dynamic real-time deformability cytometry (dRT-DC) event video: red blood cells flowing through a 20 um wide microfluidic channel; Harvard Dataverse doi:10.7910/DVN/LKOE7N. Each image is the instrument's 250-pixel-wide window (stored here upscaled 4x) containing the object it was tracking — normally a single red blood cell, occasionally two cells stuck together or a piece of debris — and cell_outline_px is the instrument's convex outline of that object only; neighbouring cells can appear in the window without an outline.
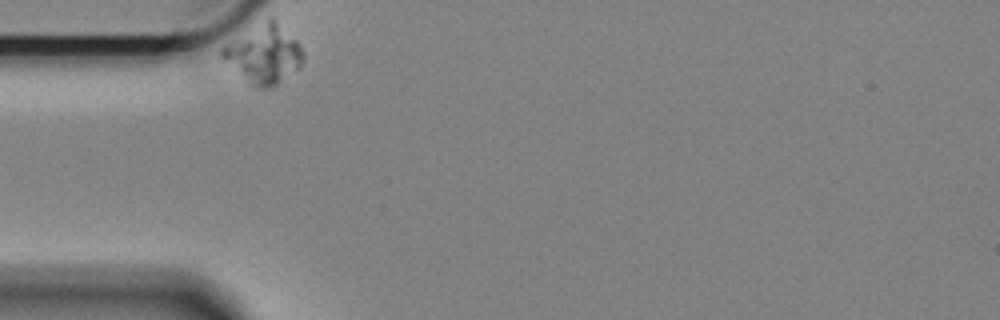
{"species": "Egyptian fruit bat (a non-hibernating species)", "species_latin": "Rousettus aegyptiacus", "temperature_condition": "cold", "stored_images_in_passage": 38, "camera_frame_rate_fps": 3000, "um_per_image_px": 0.085, "animal": {"sex": "female"}, "frame": {"image": 1, "passage_image": 1, "time_ms": 0.0, "image_size_px": [1000, 320], "cell_outline_px": [[304, 60], [300, 68], [272, 88], [256, 88], [248, 84], [220, 56], [220, 48], [224, 44], [272, 16], [300, 44], [304, 52]], "centroid_in_image_um": [22.44, 4.63], "position_along_channel_um": 62.6, "area_um2": 27.74}}
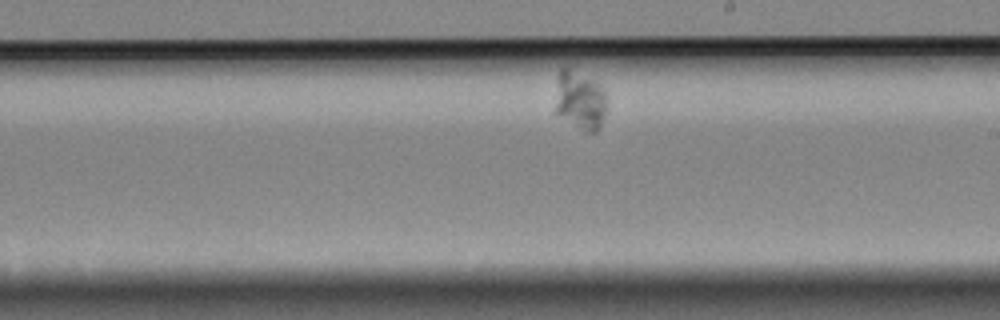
{"frame": {"image": 2, "passage_image": 22, "time_ms": 7.0, "image_size_px": [1000, 320], "cell_outline_px": [[608, 108], [600, 128], [596, 132], [584, 132], [552, 112], [556, 76], [560, 68], [568, 68], [596, 80], [604, 88], [608, 96]], "centroid_in_image_um": [49.28, 8.53], "position_along_channel_um": 239.7, "area_um2": 19.02}}
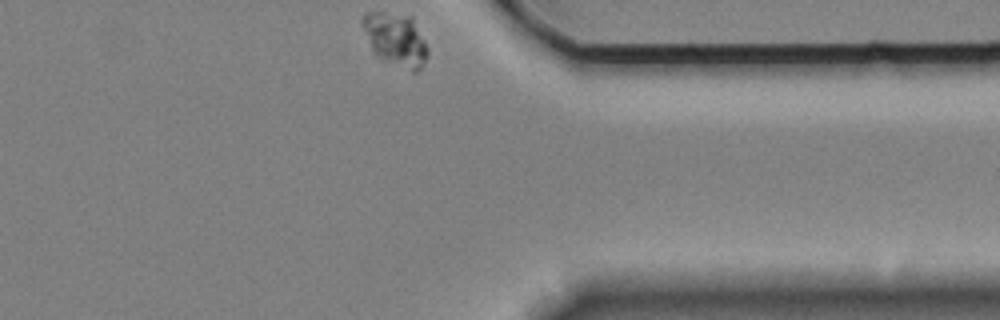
{"frame": {"image": 3, "passage_image": 38, "time_ms": 12.333, "image_size_px": [1000, 320], "cell_outline_px": [[428, 56], [420, 68], [416, 72], [412, 72], [380, 56], [372, 48], [360, 24], [364, 16], [368, 12], [384, 12], [412, 16], [428, 48]], "centroid_in_image_um": [33.65, 3.31], "position_along_channel_um": 377.7, "area_um2": 19.71}}